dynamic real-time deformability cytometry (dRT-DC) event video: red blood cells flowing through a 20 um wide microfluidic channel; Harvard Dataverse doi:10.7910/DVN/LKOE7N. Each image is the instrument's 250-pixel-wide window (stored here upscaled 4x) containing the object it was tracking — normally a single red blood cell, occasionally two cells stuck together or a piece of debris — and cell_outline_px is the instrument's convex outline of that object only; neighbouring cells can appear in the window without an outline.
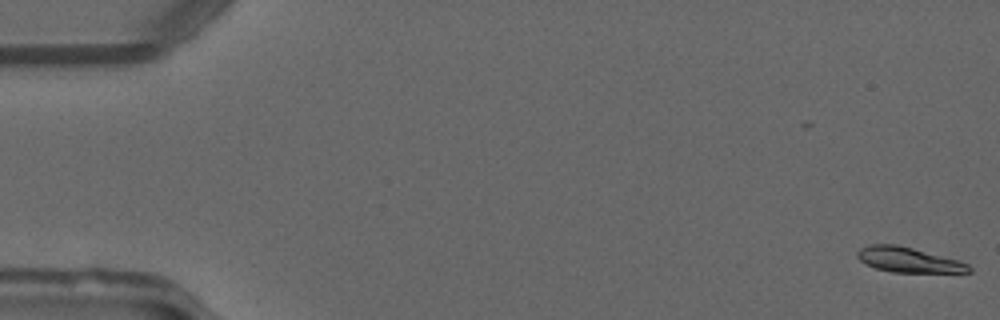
{"species": "common noctule bat (a hibernating species)", "species_latin": "Nyctalus noctula", "temperature_condition": "warm", "stored_images_in_passage": 50, "camera_frame_rate_fps": 3000, "um_per_image_px": 0.085, "animal": {"sex": "male", "forearm_length_mm": 52.5}, "frame": {"image": 1, "passage_image": 1, "time_ms": 0.0, "image_size_px": [1000, 320], "cell_outline_px": [[972, 272], [892, 272], [876, 268], [864, 264], [856, 256], [856, 252], [860, 248], [868, 244], [896, 244], [960, 260], [968, 264], [972, 268]], "centroid_in_image_um": [77.2, 22.08], "position_along_channel_um": 7.8, "area_um2": 16.36}}
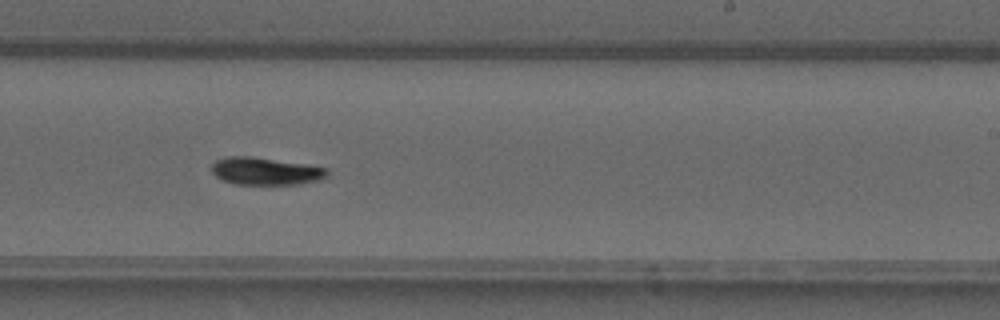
{"frame": {"image": 2, "passage_image": 31, "time_ms": 10.0, "image_size_px": [1000, 320], "cell_outline_px": [[328, 176], [324, 180], [300, 184], [236, 184], [220, 180], [212, 172], [212, 164], [216, 160], [228, 156], [252, 156], [304, 164], [328, 168]], "centroid_in_image_um": [22.6, 14.55], "position_along_channel_um": 266.4, "area_um2": 18.67}}
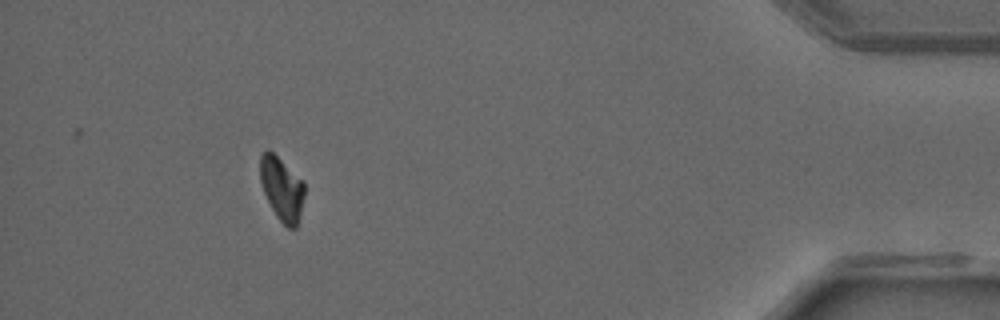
{"frame": {"image": 3, "passage_image": 46, "time_ms": 15.0, "image_size_px": [1000, 320], "cell_outline_px": [[304, 196], [296, 228], [288, 228], [276, 216], [264, 192], [260, 180], [260, 156], [268, 148], [304, 180]], "centroid_in_image_um": [23.96, 16.01], "position_along_channel_um": 411.2, "area_um2": 16.3}, "authors_computed_cell_mechanics": {"area_um2": 17.3689, "velocity_mm_per_s": 4.1091, "shape_relaxation_time_tau1_ms": 5.8665, "shape_relaxation_time_tau2_ms": null, "deformation_change_tau1": 0.1711, "deformation_change_tau2": null}}